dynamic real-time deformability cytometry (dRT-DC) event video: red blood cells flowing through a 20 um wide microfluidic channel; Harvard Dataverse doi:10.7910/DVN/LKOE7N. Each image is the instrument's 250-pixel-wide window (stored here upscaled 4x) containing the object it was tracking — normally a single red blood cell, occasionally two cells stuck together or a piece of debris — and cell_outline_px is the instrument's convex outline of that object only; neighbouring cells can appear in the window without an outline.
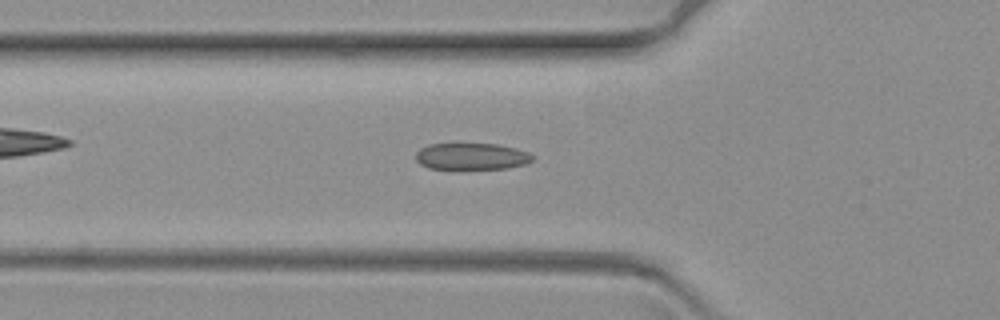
{"species": "common noctule bat (a hibernating species)", "species_latin": "Nyctalus noctula", "temperature_condition": "warm", "stored_images_in_passage": 49, "camera_frame_rate_fps": 3000, "um_per_image_px": 0.085, "animal": {"sex": "female", "body_mass_g": 19.3, "forearm_length_mm": 54.1}, "frame": {"image": 1, "passage_image": 8, "time_ms": 2.333, "image_size_px": [1000, 320], "cell_outline_px": [[536, 156], [532, 160], [524, 164], [508, 168], [428, 168], [420, 164], [416, 160], [416, 152], [420, 148], [428, 144], [496, 144], [516, 148], [528, 152]], "centroid_in_image_um": [40.09, 13.28], "position_along_channel_um": 85.7, "area_um2": 17.98}}
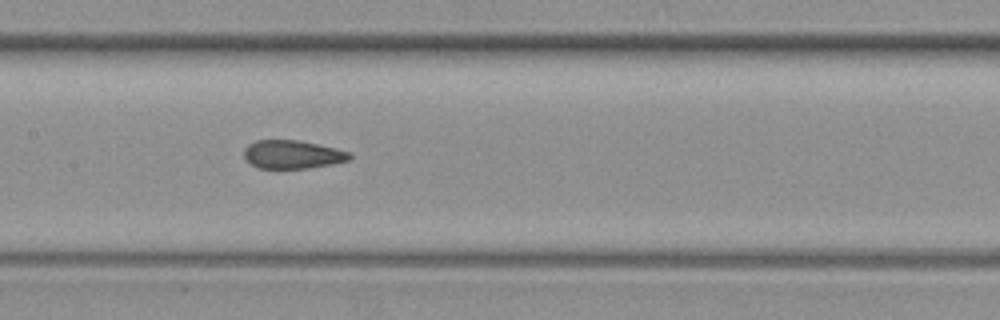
{"frame": {"image": 2, "passage_image": 17, "time_ms": 5.333, "image_size_px": [1000, 320], "cell_outline_px": [[352, 156], [348, 160], [332, 164], [308, 168], [256, 168], [244, 156], [244, 148], [248, 144], [256, 140], [296, 140], [336, 148], [352, 152]], "centroid_in_image_um": [24.86, 13.12], "position_along_channel_um": 182.5, "area_um2": 17.4}}
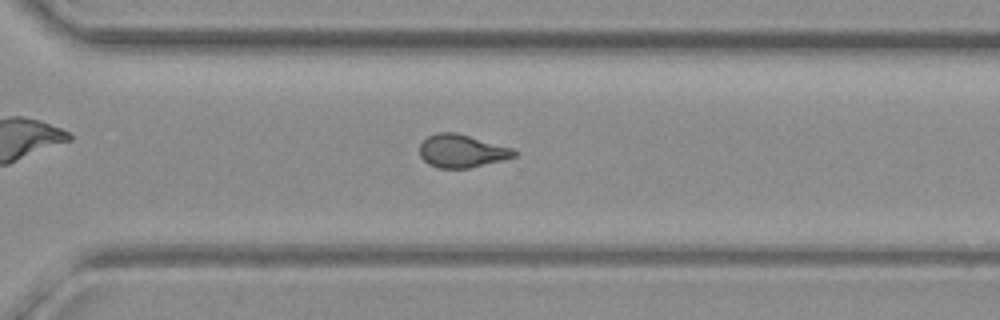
{"frame": {"image": 3, "passage_image": 31, "time_ms": 10.0, "image_size_px": [1000, 320], "cell_outline_px": [[516, 156], [504, 160], [468, 168], [436, 168], [428, 164], [420, 156], [420, 144], [428, 136], [436, 132], [456, 132], [512, 148], [516, 152]], "centroid_in_image_um": [39.23, 12.84], "position_along_channel_um": 331.4, "area_um2": 18.15}}